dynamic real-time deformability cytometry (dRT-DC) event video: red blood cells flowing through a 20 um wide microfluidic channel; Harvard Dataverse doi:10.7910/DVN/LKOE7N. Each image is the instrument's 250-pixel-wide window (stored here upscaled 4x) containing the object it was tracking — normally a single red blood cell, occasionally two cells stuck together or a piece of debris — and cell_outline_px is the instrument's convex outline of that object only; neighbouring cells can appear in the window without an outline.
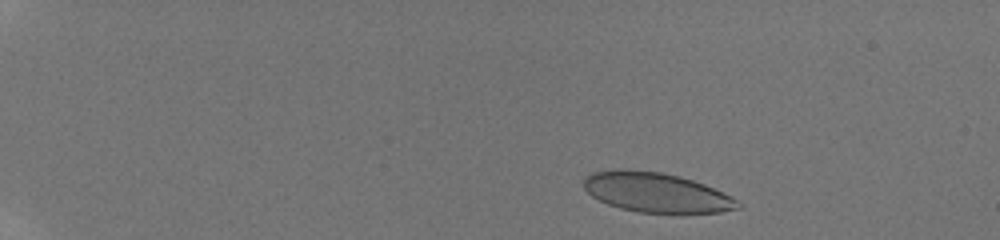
{"species": "human", "species_latin": "Homo sapiens", "temperature_condition": "room temperature", "stored_images_in_passage": 38, "camera_frame_rate_fps": 3000, "um_per_image_px": 0.085, "donor": {"sex": "male"}, "frame": {"image": 1, "passage_image": 1, "time_ms": 0.0, "image_size_px": [1000, 240], "cell_outline_px": [[744, 208], [720, 212], [680, 216], [640, 212], [620, 208], [608, 204], [592, 196], [584, 188], [584, 176], [592, 172], [612, 168], [624, 168], [660, 172], [680, 176], [704, 184], [740, 200], [744, 204]], "centroid_in_image_um": [55.85, 16.39], "position_along_channel_um": 29.1, "area_um2": 36.99}}
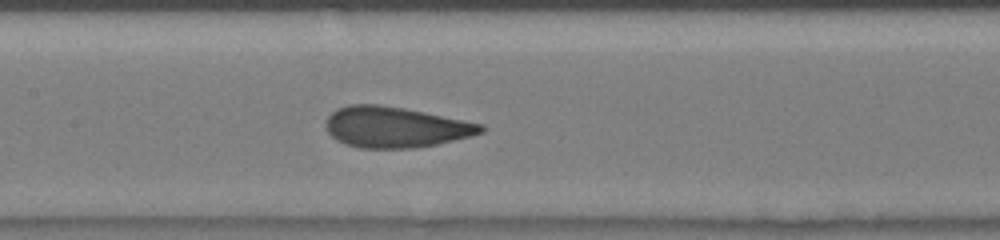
{"frame": {"image": 2, "passage_image": 13, "time_ms": 6.667, "image_size_px": [1000, 240], "cell_outline_px": [[488, 128], [484, 132], [472, 136], [436, 144], [412, 148], [360, 148], [344, 144], [336, 140], [328, 132], [324, 124], [328, 116], [336, 108], [348, 104], [380, 104], [404, 108], [484, 124]], "centroid_in_image_um": [33.6, 10.8], "position_along_channel_um": 173.8, "area_um2": 37.11}}
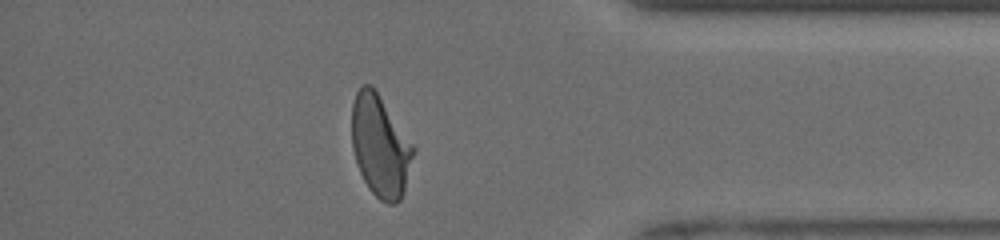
{"frame": {"image": 3, "passage_image": 32, "time_ms": 12.667, "image_size_px": [1000, 240], "cell_outline_px": [[416, 152], [404, 192], [400, 200], [396, 204], [388, 204], [380, 200], [368, 188], [360, 172], [352, 148], [352, 104], [356, 92], [364, 84], [372, 84], [416, 148]], "centroid_in_image_um": [32.34, 12.43], "position_along_channel_um": 402.9, "area_um2": 36.7}, "authors_computed_cell_mechanics": {"area_um2": 36.5874, "velocity_mm_per_s": 4.0829, "shape_relaxation_time_tau1_ms": 4.3288, "shape_relaxation_time_tau2_ms": null, "deformation_change_tau1": 0.1667, "deformation_change_tau2": null}}